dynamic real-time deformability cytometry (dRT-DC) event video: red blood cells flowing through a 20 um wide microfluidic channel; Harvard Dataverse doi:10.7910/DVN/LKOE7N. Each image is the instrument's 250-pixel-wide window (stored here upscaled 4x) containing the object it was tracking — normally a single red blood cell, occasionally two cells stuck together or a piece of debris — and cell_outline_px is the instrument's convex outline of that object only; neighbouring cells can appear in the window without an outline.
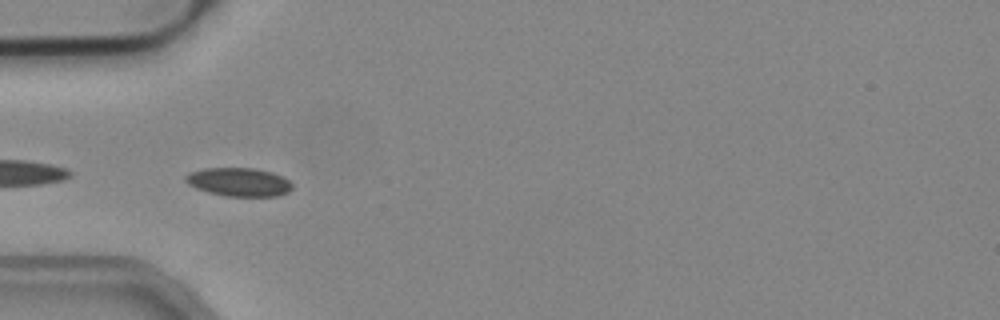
{"species": "common noctule bat (a hibernating species)", "species_latin": "Nyctalus noctula", "temperature_condition": "cold", "stored_images_in_passage": 15, "camera_frame_rate_fps": 3000, "um_per_image_px": 0.085, "animal": {"sex": "male", "body_mass_g": 19.2, "forearm_length_mm": 51.8}, "frame": {"image": 1, "passage_image": 5, "time_ms": 1.333, "image_size_px": [1000, 320], "cell_outline_px": [[292, 188], [288, 192], [276, 196], [224, 196], [208, 192], [196, 188], [188, 184], [184, 180], [184, 176], [188, 172], [204, 168], [252, 168], [272, 172], [284, 176], [292, 184]], "centroid_in_image_um": [20.28, 15.46], "position_along_channel_um": 64.7, "area_um2": 17.86}}